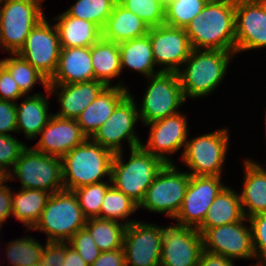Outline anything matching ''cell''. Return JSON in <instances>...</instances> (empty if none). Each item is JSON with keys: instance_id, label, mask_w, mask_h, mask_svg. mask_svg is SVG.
Returning <instances> with one entry per match:
<instances>
[{"instance_id": "obj_1", "label": "cell", "mask_w": 266, "mask_h": 266, "mask_svg": "<svg viewBox=\"0 0 266 266\" xmlns=\"http://www.w3.org/2000/svg\"><path fill=\"white\" fill-rule=\"evenodd\" d=\"M192 49L235 54V0H209L185 27Z\"/></svg>"}, {"instance_id": "obj_2", "label": "cell", "mask_w": 266, "mask_h": 266, "mask_svg": "<svg viewBox=\"0 0 266 266\" xmlns=\"http://www.w3.org/2000/svg\"><path fill=\"white\" fill-rule=\"evenodd\" d=\"M113 156L111 150L87 138L61 158L64 189L73 191L84 185L100 183L106 175L111 178Z\"/></svg>"}, {"instance_id": "obj_3", "label": "cell", "mask_w": 266, "mask_h": 266, "mask_svg": "<svg viewBox=\"0 0 266 266\" xmlns=\"http://www.w3.org/2000/svg\"><path fill=\"white\" fill-rule=\"evenodd\" d=\"M130 152V159L126 163L122 160V151L114 153L109 182L139 205L166 163L141 146L130 149Z\"/></svg>"}, {"instance_id": "obj_4", "label": "cell", "mask_w": 266, "mask_h": 266, "mask_svg": "<svg viewBox=\"0 0 266 266\" xmlns=\"http://www.w3.org/2000/svg\"><path fill=\"white\" fill-rule=\"evenodd\" d=\"M231 51L192 49L186 67L178 71L183 95L197 98L212 93L223 81L227 67L233 56Z\"/></svg>"}, {"instance_id": "obj_5", "label": "cell", "mask_w": 266, "mask_h": 266, "mask_svg": "<svg viewBox=\"0 0 266 266\" xmlns=\"http://www.w3.org/2000/svg\"><path fill=\"white\" fill-rule=\"evenodd\" d=\"M86 220L75 193L63 189L51 194L31 230L44 231L47 241L68 242L77 231L85 228Z\"/></svg>"}, {"instance_id": "obj_6", "label": "cell", "mask_w": 266, "mask_h": 266, "mask_svg": "<svg viewBox=\"0 0 266 266\" xmlns=\"http://www.w3.org/2000/svg\"><path fill=\"white\" fill-rule=\"evenodd\" d=\"M43 1L0 0V45L5 51L18 53L24 46L30 31L45 18Z\"/></svg>"}, {"instance_id": "obj_7", "label": "cell", "mask_w": 266, "mask_h": 266, "mask_svg": "<svg viewBox=\"0 0 266 266\" xmlns=\"http://www.w3.org/2000/svg\"><path fill=\"white\" fill-rule=\"evenodd\" d=\"M12 169V173L7 174V180H13L16 176L20 180L21 189H38L51 194L64 189L60 157L46 155L28 147Z\"/></svg>"}, {"instance_id": "obj_8", "label": "cell", "mask_w": 266, "mask_h": 266, "mask_svg": "<svg viewBox=\"0 0 266 266\" xmlns=\"http://www.w3.org/2000/svg\"><path fill=\"white\" fill-rule=\"evenodd\" d=\"M191 175L180 172L173 163H166L157 174L138 208L175 218L181 208Z\"/></svg>"}, {"instance_id": "obj_9", "label": "cell", "mask_w": 266, "mask_h": 266, "mask_svg": "<svg viewBox=\"0 0 266 266\" xmlns=\"http://www.w3.org/2000/svg\"><path fill=\"white\" fill-rule=\"evenodd\" d=\"M149 86L142 100L139 118L146 124L179 113L185 102L179 76L176 72H160L148 77Z\"/></svg>"}, {"instance_id": "obj_10", "label": "cell", "mask_w": 266, "mask_h": 266, "mask_svg": "<svg viewBox=\"0 0 266 266\" xmlns=\"http://www.w3.org/2000/svg\"><path fill=\"white\" fill-rule=\"evenodd\" d=\"M227 131L220 129L187 140L181 155L183 162L192 170L188 172L191 176H221L229 145Z\"/></svg>"}, {"instance_id": "obj_11", "label": "cell", "mask_w": 266, "mask_h": 266, "mask_svg": "<svg viewBox=\"0 0 266 266\" xmlns=\"http://www.w3.org/2000/svg\"><path fill=\"white\" fill-rule=\"evenodd\" d=\"M134 102V97L129 92L91 139L113 153L122 151L121 142L124 138L127 139L130 149L139 147L142 142L134 132V127L140 118Z\"/></svg>"}, {"instance_id": "obj_12", "label": "cell", "mask_w": 266, "mask_h": 266, "mask_svg": "<svg viewBox=\"0 0 266 266\" xmlns=\"http://www.w3.org/2000/svg\"><path fill=\"white\" fill-rule=\"evenodd\" d=\"M60 51L57 28L45 17L30 31L18 54L49 81L56 71Z\"/></svg>"}, {"instance_id": "obj_13", "label": "cell", "mask_w": 266, "mask_h": 266, "mask_svg": "<svg viewBox=\"0 0 266 266\" xmlns=\"http://www.w3.org/2000/svg\"><path fill=\"white\" fill-rule=\"evenodd\" d=\"M164 227L135 221L126 226L123 240L126 266H160Z\"/></svg>"}, {"instance_id": "obj_14", "label": "cell", "mask_w": 266, "mask_h": 266, "mask_svg": "<svg viewBox=\"0 0 266 266\" xmlns=\"http://www.w3.org/2000/svg\"><path fill=\"white\" fill-rule=\"evenodd\" d=\"M154 61L161 72H178L188 59L192 47L184 28L162 24L149 29Z\"/></svg>"}, {"instance_id": "obj_15", "label": "cell", "mask_w": 266, "mask_h": 266, "mask_svg": "<svg viewBox=\"0 0 266 266\" xmlns=\"http://www.w3.org/2000/svg\"><path fill=\"white\" fill-rule=\"evenodd\" d=\"M245 217L238 222L207 229L203 234V250L235 258L252 259L255 257L251 228L244 225Z\"/></svg>"}, {"instance_id": "obj_16", "label": "cell", "mask_w": 266, "mask_h": 266, "mask_svg": "<svg viewBox=\"0 0 266 266\" xmlns=\"http://www.w3.org/2000/svg\"><path fill=\"white\" fill-rule=\"evenodd\" d=\"M203 251L202 234L193 227H164L160 266H197Z\"/></svg>"}, {"instance_id": "obj_17", "label": "cell", "mask_w": 266, "mask_h": 266, "mask_svg": "<svg viewBox=\"0 0 266 266\" xmlns=\"http://www.w3.org/2000/svg\"><path fill=\"white\" fill-rule=\"evenodd\" d=\"M221 176H191L181 208L175 217L177 224L197 228L210 205L225 187Z\"/></svg>"}, {"instance_id": "obj_18", "label": "cell", "mask_w": 266, "mask_h": 266, "mask_svg": "<svg viewBox=\"0 0 266 266\" xmlns=\"http://www.w3.org/2000/svg\"><path fill=\"white\" fill-rule=\"evenodd\" d=\"M235 54L266 47V10L257 0H235Z\"/></svg>"}, {"instance_id": "obj_19", "label": "cell", "mask_w": 266, "mask_h": 266, "mask_svg": "<svg viewBox=\"0 0 266 266\" xmlns=\"http://www.w3.org/2000/svg\"><path fill=\"white\" fill-rule=\"evenodd\" d=\"M150 126L148 143L140 145L145 151L159 157L165 163H173L167 155L175 153L188 140L187 119L181 113L146 124ZM167 154V155H166Z\"/></svg>"}, {"instance_id": "obj_20", "label": "cell", "mask_w": 266, "mask_h": 266, "mask_svg": "<svg viewBox=\"0 0 266 266\" xmlns=\"http://www.w3.org/2000/svg\"><path fill=\"white\" fill-rule=\"evenodd\" d=\"M39 134L41 138L33 149L60 158L88 138L76 119L62 118L55 114H52Z\"/></svg>"}, {"instance_id": "obj_21", "label": "cell", "mask_w": 266, "mask_h": 266, "mask_svg": "<svg viewBox=\"0 0 266 266\" xmlns=\"http://www.w3.org/2000/svg\"><path fill=\"white\" fill-rule=\"evenodd\" d=\"M106 87L101 81L91 80L73 84H48L46 91L51 95L54 92L53 90L60 89V93L57 92V95L61 109L55 115L62 118L77 119L81 112Z\"/></svg>"}, {"instance_id": "obj_22", "label": "cell", "mask_w": 266, "mask_h": 266, "mask_svg": "<svg viewBox=\"0 0 266 266\" xmlns=\"http://www.w3.org/2000/svg\"><path fill=\"white\" fill-rule=\"evenodd\" d=\"M94 80L90 47L61 48L56 71L48 84H73Z\"/></svg>"}, {"instance_id": "obj_23", "label": "cell", "mask_w": 266, "mask_h": 266, "mask_svg": "<svg viewBox=\"0 0 266 266\" xmlns=\"http://www.w3.org/2000/svg\"><path fill=\"white\" fill-rule=\"evenodd\" d=\"M121 83L106 87L77 117L82 132L91 138L112 115L117 104L129 93Z\"/></svg>"}, {"instance_id": "obj_24", "label": "cell", "mask_w": 266, "mask_h": 266, "mask_svg": "<svg viewBox=\"0 0 266 266\" xmlns=\"http://www.w3.org/2000/svg\"><path fill=\"white\" fill-rule=\"evenodd\" d=\"M244 163L245 178L240 201L244 217L250 218L266 213V169L248 159Z\"/></svg>"}, {"instance_id": "obj_25", "label": "cell", "mask_w": 266, "mask_h": 266, "mask_svg": "<svg viewBox=\"0 0 266 266\" xmlns=\"http://www.w3.org/2000/svg\"><path fill=\"white\" fill-rule=\"evenodd\" d=\"M149 29L141 18L117 2L102 29V38L120 44L146 36Z\"/></svg>"}, {"instance_id": "obj_26", "label": "cell", "mask_w": 266, "mask_h": 266, "mask_svg": "<svg viewBox=\"0 0 266 266\" xmlns=\"http://www.w3.org/2000/svg\"><path fill=\"white\" fill-rule=\"evenodd\" d=\"M61 48L90 47L102 38V29L84 19L69 16L66 12L54 18Z\"/></svg>"}, {"instance_id": "obj_27", "label": "cell", "mask_w": 266, "mask_h": 266, "mask_svg": "<svg viewBox=\"0 0 266 266\" xmlns=\"http://www.w3.org/2000/svg\"><path fill=\"white\" fill-rule=\"evenodd\" d=\"M243 218L240 194L225 186L210 205L203 222L196 229L203 234L209 228L229 225Z\"/></svg>"}, {"instance_id": "obj_28", "label": "cell", "mask_w": 266, "mask_h": 266, "mask_svg": "<svg viewBox=\"0 0 266 266\" xmlns=\"http://www.w3.org/2000/svg\"><path fill=\"white\" fill-rule=\"evenodd\" d=\"M47 97L42 94L28 96L19 106L16 103L17 133L23 131L28 139L36 138L52 114H48Z\"/></svg>"}, {"instance_id": "obj_29", "label": "cell", "mask_w": 266, "mask_h": 266, "mask_svg": "<svg viewBox=\"0 0 266 266\" xmlns=\"http://www.w3.org/2000/svg\"><path fill=\"white\" fill-rule=\"evenodd\" d=\"M121 69L124 67L141 72L145 77L156 75L152 46L148 35L119 44Z\"/></svg>"}, {"instance_id": "obj_30", "label": "cell", "mask_w": 266, "mask_h": 266, "mask_svg": "<svg viewBox=\"0 0 266 266\" xmlns=\"http://www.w3.org/2000/svg\"><path fill=\"white\" fill-rule=\"evenodd\" d=\"M91 61L94 69V80L110 87L111 78L122 72L119 44L101 38L91 45Z\"/></svg>"}, {"instance_id": "obj_31", "label": "cell", "mask_w": 266, "mask_h": 266, "mask_svg": "<svg viewBox=\"0 0 266 266\" xmlns=\"http://www.w3.org/2000/svg\"><path fill=\"white\" fill-rule=\"evenodd\" d=\"M12 194V214L31 230L39 221L51 193L38 189H20Z\"/></svg>"}, {"instance_id": "obj_32", "label": "cell", "mask_w": 266, "mask_h": 266, "mask_svg": "<svg viewBox=\"0 0 266 266\" xmlns=\"http://www.w3.org/2000/svg\"><path fill=\"white\" fill-rule=\"evenodd\" d=\"M136 220H127L122 223L116 220L88 218L85 228L91 234L94 242L101 252L123 248L126 226Z\"/></svg>"}, {"instance_id": "obj_33", "label": "cell", "mask_w": 266, "mask_h": 266, "mask_svg": "<svg viewBox=\"0 0 266 266\" xmlns=\"http://www.w3.org/2000/svg\"><path fill=\"white\" fill-rule=\"evenodd\" d=\"M12 55L14 56L0 60V63L10 72L25 95L30 92L37 81L44 85L45 90L48 88V80L39 71L18 53H12Z\"/></svg>"}, {"instance_id": "obj_34", "label": "cell", "mask_w": 266, "mask_h": 266, "mask_svg": "<svg viewBox=\"0 0 266 266\" xmlns=\"http://www.w3.org/2000/svg\"><path fill=\"white\" fill-rule=\"evenodd\" d=\"M117 2L118 0H77L66 13L93 22L103 29Z\"/></svg>"}, {"instance_id": "obj_35", "label": "cell", "mask_w": 266, "mask_h": 266, "mask_svg": "<svg viewBox=\"0 0 266 266\" xmlns=\"http://www.w3.org/2000/svg\"><path fill=\"white\" fill-rule=\"evenodd\" d=\"M209 0H167L164 24L184 28L202 12Z\"/></svg>"}, {"instance_id": "obj_36", "label": "cell", "mask_w": 266, "mask_h": 266, "mask_svg": "<svg viewBox=\"0 0 266 266\" xmlns=\"http://www.w3.org/2000/svg\"><path fill=\"white\" fill-rule=\"evenodd\" d=\"M137 209L139 208L135 201L111 185L105 193L100 208V219L123 220Z\"/></svg>"}, {"instance_id": "obj_37", "label": "cell", "mask_w": 266, "mask_h": 266, "mask_svg": "<svg viewBox=\"0 0 266 266\" xmlns=\"http://www.w3.org/2000/svg\"><path fill=\"white\" fill-rule=\"evenodd\" d=\"M7 259L12 266H26L40 263L44 246L35 238L26 236L16 239L7 245Z\"/></svg>"}, {"instance_id": "obj_38", "label": "cell", "mask_w": 266, "mask_h": 266, "mask_svg": "<svg viewBox=\"0 0 266 266\" xmlns=\"http://www.w3.org/2000/svg\"><path fill=\"white\" fill-rule=\"evenodd\" d=\"M112 183L100 182L84 185L73 190L83 215L88 218H100V208L107 189Z\"/></svg>"}, {"instance_id": "obj_39", "label": "cell", "mask_w": 266, "mask_h": 266, "mask_svg": "<svg viewBox=\"0 0 266 266\" xmlns=\"http://www.w3.org/2000/svg\"><path fill=\"white\" fill-rule=\"evenodd\" d=\"M127 10L141 18L149 28L164 24V0H118Z\"/></svg>"}, {"instance_id": "obj_40", "label": "cell", "mask_w": 266, "mask_h": 266, "mask_svg": "<svg viewBox=\"0 0 266 266\" xmlns=\"http://www.w3.org/2000/svg\"><path fill=\"white\" fill-rule=\"evenodd\" d=\"M247 221L250 223L255 257L259 260L254 266L266 265V213L253 215Z\"/></svg>"}, {"instance_id": "obj_41", "label": "cell", "mask_w": 266, "mask_h": 266, "mask_svg": "<svg viewBox=\"0 0 266 266\" xmlns=\"http://www.w3.org/2000/svg\"><path fill=\"white\" fill-rule=\"evenodd\" d=\"M26 148L27 146L14 136L0 134V169L6 174L10 173L9 166L14 167Z\"/></svg>"}, {"instance_id": "obj_42", "label": "cell", "mask_w": 266, "mask_h": 266, "mask_svg": "<svg viewBox=\"0 0 266 266\" xmlns=\"http://www.w3.org/2000/svg\"><path fill=\"white\" fill-rule=\"evenodd\" d=\"M81 256V258L91 266L101 254V251L94 242L91 234L86 228L77 231L68 241Z\"/></svg>"}, {"instance_id": "obj_43", "label": "cell", "mask_w": 266, "mask_h": 266, "mask_svg": "<svg viewBox=\"0 0 266 266\" xmlns=\"http://www.w3.org/2000/svg\"><path fill=\"white\" fill-rule=\"evenodd\" d=\"M66 242L47 241L43 248L40 266H67Z\"/></svg>"}, {"instance_id": "obj_44", "label": "cell", "mask_w": 266, "mask_h": 266, "mask_svg": "<svg viewBox=\"0 0 266 266\" xmlns=\"http://www.w3.org/2000/svg\"><path fill=\"white\" fill-rule=\"evenodd\" d=\"M17 132L16 102L0 100V134L10 135L7 132Z\"/></svg>"}, {"instance_id": "obj_45", "label": "cell", "mask_w": 266, "mask_h": 266, "mask_svg": "<svg viewBox=\"0 0 266 266\" xmlns=\"http://www.w3.org/2000/svg\"><path fill=\"white\" fill-rule=\"evenodd\" d=\"M25 94L12 78L10 72L0 63V100L15 101Z\"/></svg>"}, {"instance_id": "obj_46", "label": "cell", "mask_w": 266, "mask_h": 266, "mask_svg": "<svg viewBox=\"0 0 266 266\" xmlns=\"http://www.w3.org/2000/svg\"><path fill=\"white\" fill-rule=\"evenodd\" d=\"M91 266H126L124 249L101 252Z\"/></svg>"}, {"instance_id": "obj_47", "label": "cell", "mask_w": 266, "mask_h": 266, "mask_svg": "<svg viewBox=\"0 0 266 266\" xmlns=\"http://www.w3.org/2000/svg\"><path fill=\"white\" fill-rule=\"evenodd\" d=\"M12 194L11 188L3 183L0 185V228L3 222L12 216Z\"/></svg>"}, {"instance_id": "obj_48", "label": "cell", "mask_w": 266, "mask_h": 266, "mask_svg": "<svg viewBox=\"0 0 266 266\" xmlns=\"http://www.w3.org/2000/svg\"><path fill=\"white\" fill-rule=\"evenodd\" d=\"M197 266H234L233 260L203 250Z\"/></svg>"}, {"instance_id": "obj_49", "label": "cell", "mask_w": 266, "mask_h": 266, "mask_svg": "<svg viewBox=\"0 0 266 266\" xmlns=\"http://www.w3.org/2000/svg\"><path fill=\"white\" fill-rule=\"evenodd\" d=\"M70 246V247H69ZM64 261L67 266H89L79 255V253L66 242V256Z\"/></svg>"}, {"instance_id": "obj_50", "label": "cell", "mask_w": 266, "mask_h": 266, "mask_svg": "<svg viewBox=\"0 0 266 266\" xmlns=\"http://www.w3.org/2000/svg\"><path fill=\"white\" fill-rule=\"evenodd\" d=\"M7 181V174L0 169V185Z\"/></svg>"}, {"instance_id": "obj_51", "label": "cell", "mask_w": 266, "mask_h": 266, "mask_svg": "<svg viewBox=\"0 0 266 266\" xmlns=\"http://www.w3.org/2000/svg\"><path fill=\"white\" fill-rule=\"evenodd\" d=\"M261 5L262 7L266 10V0H257Z\"/></svg>"}, {"instance_id": "obj_52", "label": "cell", "mask_w": 266, "mask_h": 266, "mask_svg": "<svg viewBox=\"0 0 266 266\" xmlns=\"http://www.w3.org/2000/svg\"><path fill=\"white\" fill-rule=\"evenodd\" d=\"M26 266H40V263L32 264V265H26Z\"/></svg>"}]
</instances>
